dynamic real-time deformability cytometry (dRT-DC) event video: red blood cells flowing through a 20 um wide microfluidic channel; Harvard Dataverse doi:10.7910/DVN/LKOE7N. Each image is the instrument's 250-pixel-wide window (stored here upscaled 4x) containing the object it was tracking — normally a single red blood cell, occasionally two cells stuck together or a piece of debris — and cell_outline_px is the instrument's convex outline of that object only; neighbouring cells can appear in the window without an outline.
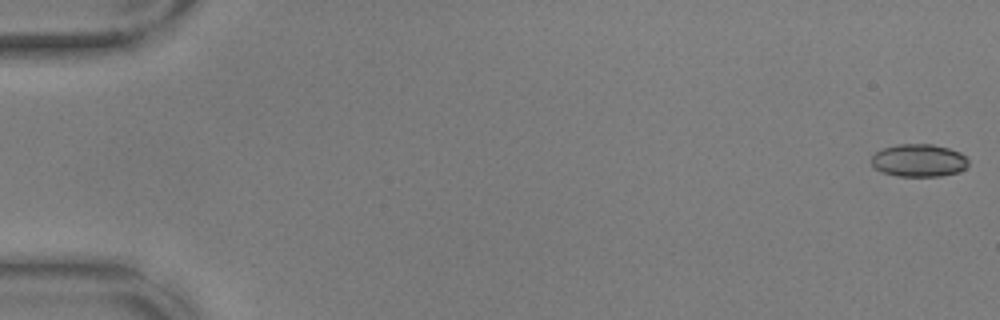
{"species": "common noctule bat (a hibernating species)", "species_latin": "Nyctalus noctula", "temperature_condition": "warm", "stored_images_in_passage": 56, "camera_frame_rate_fps": 3000, "um_per_image_px": 0.085, "animal": {"sex": "male", "body_mass_g": 17.9, "forearm_length_mm": 54.2}, "frame": {"image": 1, "passage_image": 1, "time_ms": 0.0, "image_size_px": [1000, 320], "cell_outline_px": [[968, 164], [960, 172], [940, 176], [896, 176], [880, 172], [872, 164], [872, 156], [876, 152], [884, 148], [896, 144], [932, 144], [948, 148], [960, 152], [968, 160]], "centroid_in_image_um": [78.1, 13.64], "position_along_channel_um": 6.9, "area_um2": 18.5}}
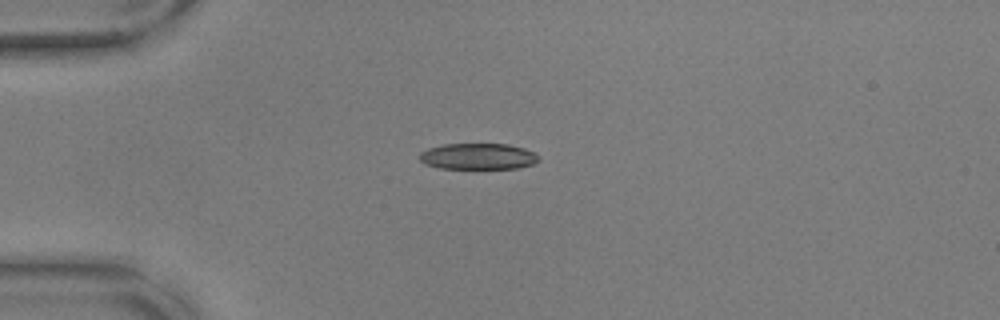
{"frame": {"image": 2, "passage_image": 15, "time_ms": 4.667, "image_size_px": [1000, 320], "cell_outline_px": [[540, 160], [532, 164], [516, 168], [440, 168], [424, 164], [420, 160], [420, 152], [428, 148], [444, 144], [508, 144], [524, 148], [536, 152], [540, 156]], "centroid_in_image_um": [40.66, 13.28], "position_along_channel_um": 44.3, "area_um2": 18.21}}
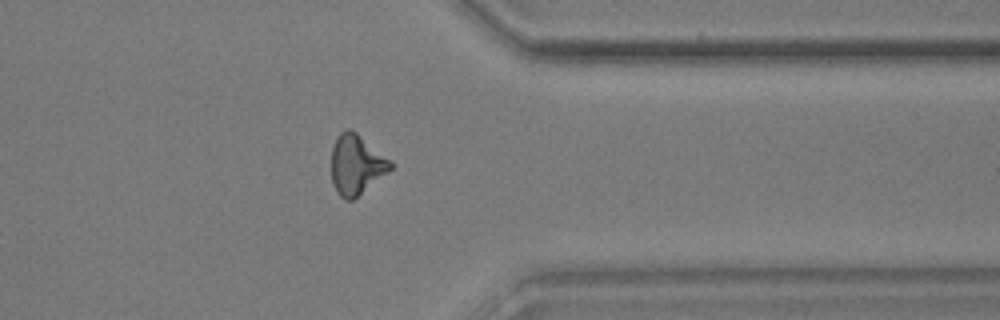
{"frame": {"image": 3, "passage_image": 45, "time_ms": 14.667, "image_size_px": [1000, 320], "cell_outline_px": [[396, 164], [388, 172], [352, 200], [348, 200], [340, 196], [336, 192], [332, 184], [332, 148], [336, 136], [340, 132], [348, 128], [352, 128], [392, 160]], "centroid_in_image_um": [30.3, 13.95], "position_along_channel_um": 381.1, "area_um2": 20.87}, "authors_computed_cell_mechanics": {"area_um2": 19.9121, "velocity_mm_per_s": 3.6658, "shape_relaxation_time_tau1_ms": 6.3261, "shape_relaxation_time_tau2_ms": 2.5502, "deformation_change_tau1": 0.2365, "deformation_change_tau2": 0.1191}}